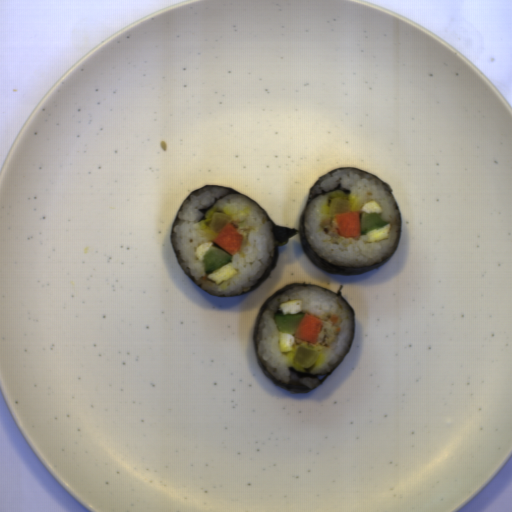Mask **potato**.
<instances>
[{
  "label": "potato",
  "instance_id": "1",
  "mask_svg": "<svg viewBox=\"0 0 512 512\" xmlns=\"http://www.w3.org/2000/svg\"><path fill=\"white\" fill-rule=\"evenodd\" d=\"M205 220L197 222L200 229L209 236L216 237L227 225L235 222V215L230 208L212 206L204 214Z\"/></svg>",
  "mask_w": 512,
  "mask_h": 512
},
{
  "label": "potato",
  "instance_id": "2",
  "mask_svg": "<svg viewBox=\"0 0 512 512\" xmlns=\"http://www.w3.org/2000/svg\"><path fill=\"white\" fill-rule=\"evenodd\" d=\"M325 204L322 206L321 212L335 218V212H358L357 198L351 192L345 194L343 191L335 190L327 192Z\"/></svg>",
  "mask_w": 512,
  "mask_h": 512
},
{
  "label": "potato",
  "instance_id": "3",
  "mask_svg": "<svg viewBox=\"0 0 512 512\" xmlns=\"http://www.w3.org/2000/svg\"><path fill=\"white\" fill-rule=\"evenodd\" d=\"M319 352L320 350L309 349L300 344L297 348L292 363H294L298 367L309 370L312 367H314L318 359Z\"/></svg>",
  "mask_w": 512,
  "mask_h": 512
}]
</instances>
